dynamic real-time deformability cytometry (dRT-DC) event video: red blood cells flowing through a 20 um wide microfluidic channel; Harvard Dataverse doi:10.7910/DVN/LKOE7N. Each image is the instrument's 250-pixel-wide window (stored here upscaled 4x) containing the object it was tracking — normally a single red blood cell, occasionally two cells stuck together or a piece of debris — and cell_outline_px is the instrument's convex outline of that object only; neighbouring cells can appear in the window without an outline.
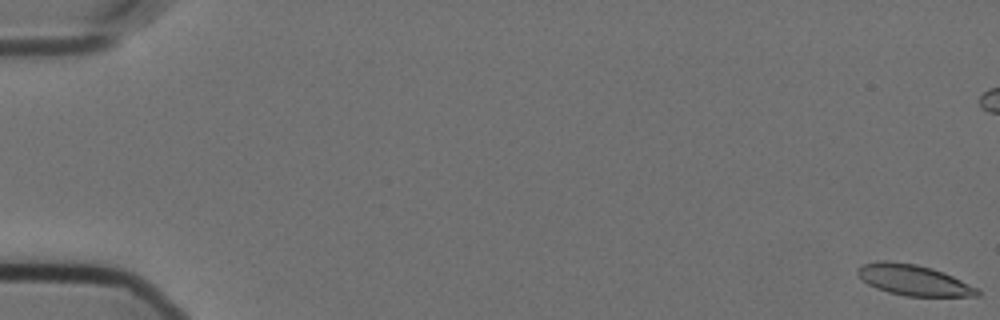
{"species": "Egyptian fruit bat (a non-hibernating species)", "species_latin": "Rousettus aegyptiacus", "temperature_condition": "cold", "stored_images_in_passage": 59, "camera_frame_rate_fps": 3000, "um_per_image_px": 0.085, "animal": {"sex": "female"}, "frame": {"image": 1, "passage_image": 1, "time_ms": 0.0, "image_size_px": [1000, 320], "cell_outline_px": [[980, 296], [904, 296], [888, 292], [876, 288], [868, 284], [856, 272], [856, 268], [864, 264], [880, 260], [888, 260], [916, 264], [932, 268], [944, 272], [980, 288]], "centroid_in_image_um": [77.68, 23.8], "position_along_channel_um": 7.3, "area_um2": 21.62}}
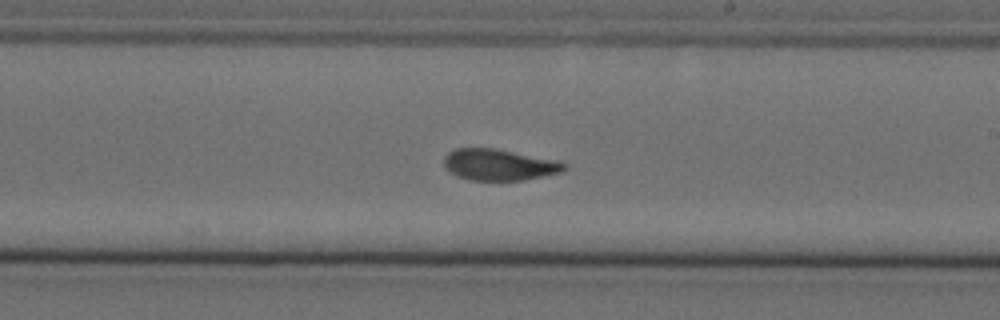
{"frame": {"image": 2, "passage_image": 35, "time_ms": 11.333, "image_size_px": [1000, 320], "cell_outline_px": [[568, 168], [560, 172], [524, 180], [468, 180], [456, 176], [448, 172], [444, 168], [444, 156], [448, 152], [456, 148], [496, 148], [560, 160]], "centroid_in_image_um": [42.4, 13.99], "position_along_channel_um": 246.6, "area_um2": 22.25}}
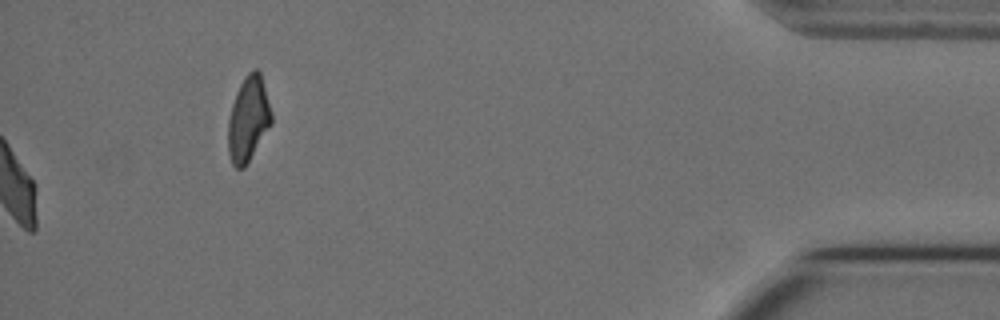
{"frame": {"image": 3, "passage_image": 59, "time_ms": 19.333, "image_size_px": [1000, 320], "cell_outline_px": [[272, 124], [244, 168], [236, 168], [232, 164], [228, 152], [228, 120], [232, 104], [236, 92], [244, 76], [252, 68], [256, 68], [260, 72], [272, 112]], "centroid_in_image_um": [21.11, 10.1], "position_along_channel_um": 414.1, "area_um2": 21.56}, "authors_computed_cell_mechanics": {"area_um2": 21.964, "velocity_mm_per_s": 3.5626, "shape_relaxation_time_tau1_ms": 5.7483, "shape_relaxation_time_tau2_ms": 1.2461, "deformation_change_tau1": 0.1939, "deformation_change_tau2": 0.0757}}